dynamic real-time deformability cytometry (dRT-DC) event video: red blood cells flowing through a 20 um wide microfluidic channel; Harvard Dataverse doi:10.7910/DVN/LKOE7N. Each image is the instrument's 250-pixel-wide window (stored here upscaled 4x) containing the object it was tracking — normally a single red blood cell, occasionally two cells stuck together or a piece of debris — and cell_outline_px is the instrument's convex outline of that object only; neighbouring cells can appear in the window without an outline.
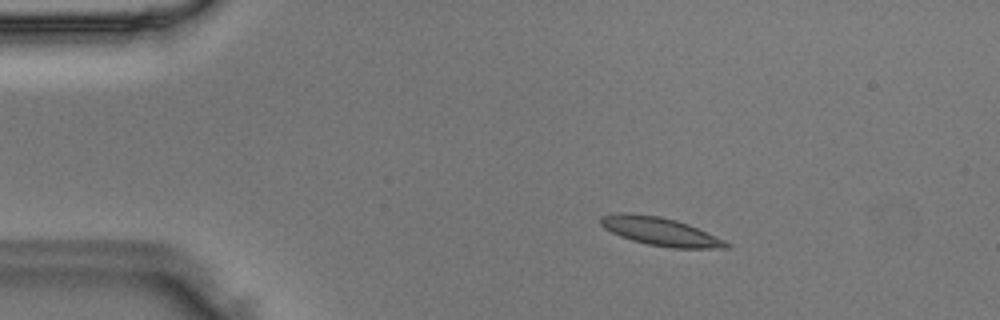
{"species": "Egyptian fruit bat (a non-hibernating species)", "species_latin": "Rousettus aegyptiacus", "temperature_condition": "room temperature", "stored_images_in_passage": 48, "camera_frame_rate_fps": 3000, "um_per_image_px": 0.085, "animal": {"sex": "male"}, "frame": {"image": 1, "passage_image": 8, "time_ms": 2.333, "image_size_px": [1000, 320], "cell_outline_px": [[732, 244], [728, 248], [672, 248], [648, 244], [632, 240], [620, 236], [604, 228], [600, 224], [600, 216], [620, 212], [632, 212], [660, 216], [676, 220], [688, 224], [724, 240]], "centroid_in_image_um": [56.09, 19.66], "position_along_channel_um": 28.9, "area_um2": 20.69}}
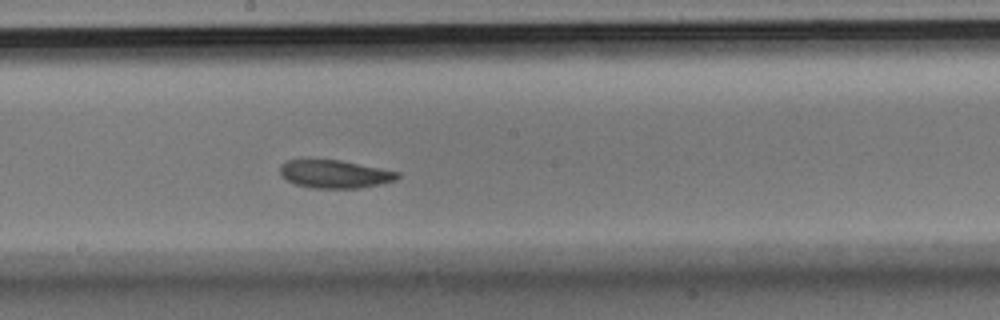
{"frame": {"image": 2, "passage_image": 26, "time_ms": 8.333, "image_size_px": [1000, 320], "cell_outline_px": [[400, 176], [396, 180], [380, 184], [360, 188], [312, 188], [296, 184], [280, 176], [280, 164], [288, 160], [300, 156], [308, 156], [340, 160], [400, 172]], "centroid_in_image_um": [28.37, 14.74], "position_along_channel_um": 219.8, "area_um2": 20.0}}
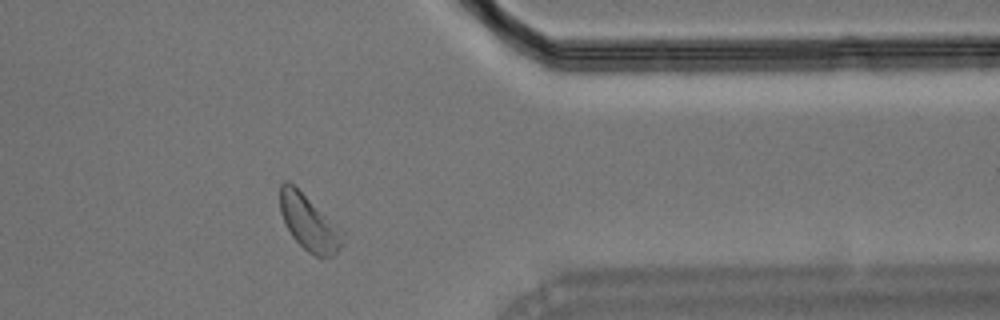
{"frame": {"image": 3, "passage_image": 39, "time_ms": 12.667, "image_size_px": [1000, 320], "cell_outline_px": [[344, 244], [332, 256], [320, 260], [308, 252], [292, 236], [280, 212], [280, 184], [284, 180], [288, 180], [344, 232]], "centroid_in_image_um": [26.28, 18.98], "position_along_channel_um": 385.1, "area_um2": 20.06}}